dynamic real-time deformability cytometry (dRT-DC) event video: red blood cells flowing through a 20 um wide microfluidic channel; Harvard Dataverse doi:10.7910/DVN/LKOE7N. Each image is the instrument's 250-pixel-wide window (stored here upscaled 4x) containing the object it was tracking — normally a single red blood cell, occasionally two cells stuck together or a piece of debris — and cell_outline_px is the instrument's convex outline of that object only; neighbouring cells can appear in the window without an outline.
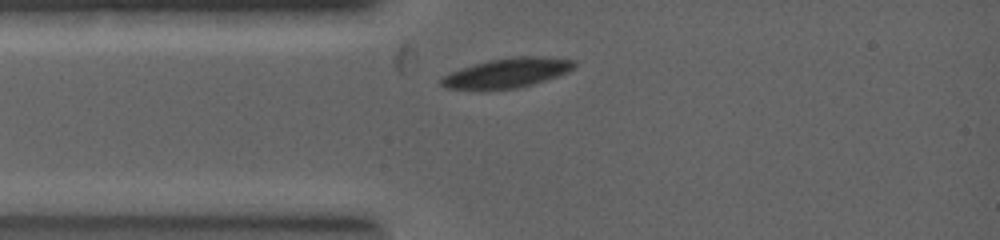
{"species": "common noctule bat (a hibernating species)", "species_latin": "Nyctalus noctula", "temperature_condition": "warm", "stored_images_in_passage": 1, "camera_frame_rate_fps": 5000, "um_per_image_px": 0.085, "animal": {"sex": "female", "body_mass_g": 19.0, "forearm_length_mm": 53.3}, "frame": {"image": 1, "passage_image": 1, "time_ms": 0.0, "image_size_px": [1000, 240], "cell_outline_px": [[576, 64], [572, 68], [556, 76], [516, 88], [448, 88], [440, 84], [440, 80], [444, 76], [460, 68], [488, 60], [520, 56], [544, 56], [572, 60]], "centroid_in_image_um": [43.09, 6.16], "position_along_channel_um": 41.9, "area_um2": 21.96}}